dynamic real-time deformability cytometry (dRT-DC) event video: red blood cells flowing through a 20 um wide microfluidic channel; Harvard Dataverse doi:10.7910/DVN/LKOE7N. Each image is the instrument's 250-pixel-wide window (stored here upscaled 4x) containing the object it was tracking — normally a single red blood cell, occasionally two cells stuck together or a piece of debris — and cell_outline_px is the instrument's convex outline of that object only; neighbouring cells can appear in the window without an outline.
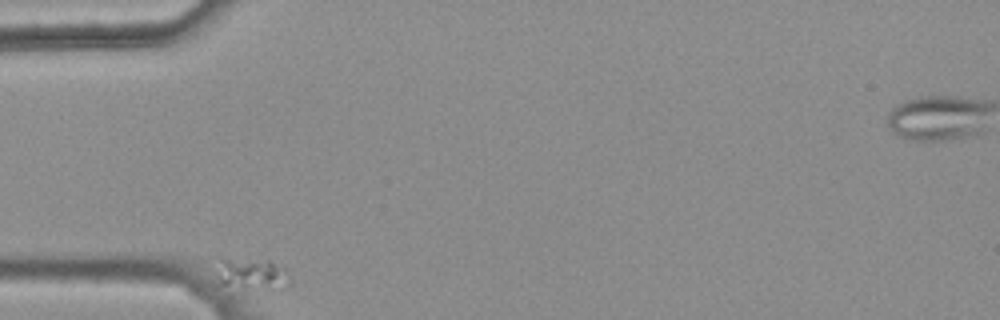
{"species": "common noctule bat (a hibernating species)", "species_latin": "Nyctalus noctula", "temperature_condition": "warm", "stored_images_in_passage": 36, "camera_frame_rate_fps": 3000, "um_per_image_px": 0.085, "animal": {"sex": "female", "body_mass_g": 25.1}, "frame": {"image": 1, "passage_image": 1, "time_ms": 0.0, "image_size_px": [1000, 320], "cell_outline_px": [[292, 284], [284, 288], [232, 296], [216, 284], [212, 256], [224, 256], [268, 260], [284, 268], [292, 276]], "centroid_in_image_um": [21.17, 23.4], "position_along_channel_um": 63.8, "area_um2": 17.11}}
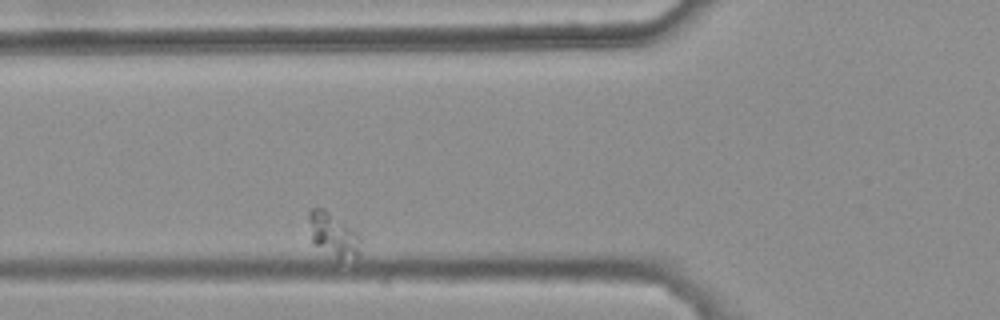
{"frame": {"image": 2, "passage_image": 6, "time_ms": 1.667, "image_size_px": [1000, 320], "cell_outline_px": [[360, 240], [356, 256], [340, 260], [336, 260], [316, 244], [312, 240], [308, 220], [308, 212], [312, 208], [324, 208], [352, 228], [360, 236]], "centroid_in_image_um": [28.29, 19.93], "position_along_channel_um": 97.5, "area_um2": 12.95}}
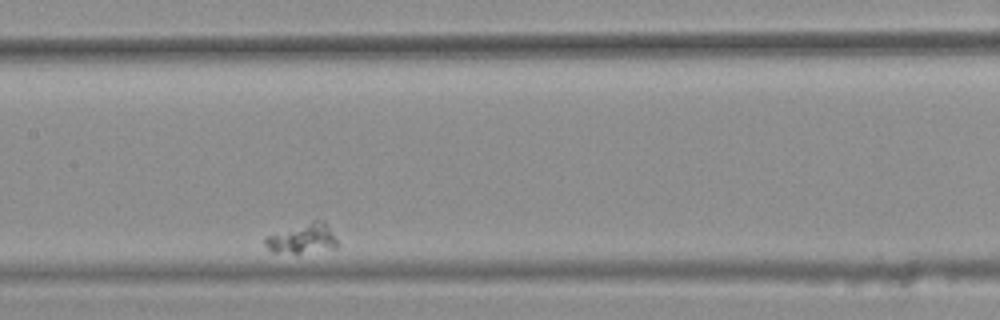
{"frame": {"image": 3, "passage_image": 16, "time_ms": 5.0, "image_size_px": [1000, 320], "cell_outline_px": [[340, 244], [336, 248], [300, 252], [272, 252], [264, 244], [264, 236], [312, 220], [324, 220]], "centroid_in_image_um": [25.71, 20.25], "position_along_channel_um": 181.7, "area_um2": 12.48}}